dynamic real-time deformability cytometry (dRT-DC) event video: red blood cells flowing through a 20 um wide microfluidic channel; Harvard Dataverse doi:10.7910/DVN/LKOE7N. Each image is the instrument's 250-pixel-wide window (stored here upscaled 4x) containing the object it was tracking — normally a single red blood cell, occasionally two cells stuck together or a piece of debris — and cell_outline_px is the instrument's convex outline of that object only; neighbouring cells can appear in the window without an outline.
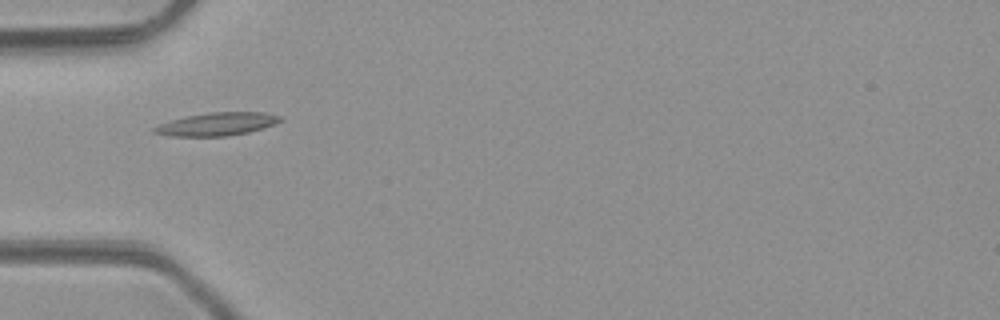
{"species": "common noctule bat (a hibernating species)", "species_latin": "Nyctalus noctula", "temperature_condition": "room temperature", "stored_images_in_passage": 3, "camera_frame_rate_fps": 3000, "um_per_image_px": 0.085, "animal": {"sex": "male", "body_mass_g": 23.1, "forearm_length_mm": 52.7}, "frame": {"image": 1, "passage_image": 3, "time_ms": 2.333, "image_size_px": [1000, 320], "cell_outline_px": [[284, 120], [264, 128], [248, 132], [228, 136], [172, 136], [152, 132], [152, 128], [160, 124], [184, 116], [208, 112], [264, 112], [280, 116]], "centroid_in_image_um": [18.46, 10.54], "position_along_channel_um": 66.5, "area_um2": 16.94}}